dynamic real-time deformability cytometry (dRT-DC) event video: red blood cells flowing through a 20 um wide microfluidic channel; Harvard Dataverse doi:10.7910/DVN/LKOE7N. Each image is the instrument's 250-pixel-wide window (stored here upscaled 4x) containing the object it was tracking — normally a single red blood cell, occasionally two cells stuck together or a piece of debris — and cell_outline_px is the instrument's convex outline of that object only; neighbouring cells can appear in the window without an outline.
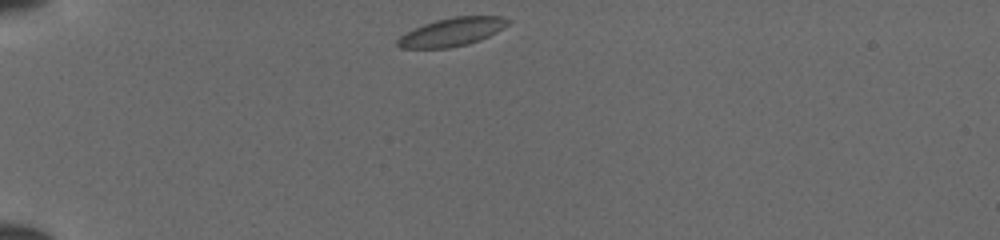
{"species": "common noctule bat (a hibernating species)", "species_latin": "Nyctalus noctula", "temperature_condition": "cold", "stored_images_in_passage": 37, "camera_frame_rate_fps": 3000, "um_per_image_px": 0.085, "animal": {"sex": "female", "body_mass_g": 19.5, "forearm_length_mm": 54.1}, "frame": {"image": 1, "passage_image": 1, "time_ms": 0.0, "image_size_px": [1000, 240], "cell_outline_px": [[512, 20], [504, 28], [480, 40], [468, 44], [448, 48], [400, 48], [396, 44], [396, 40], [404, 32], [424, 24], [436, 20], [456, 16], [500, 16]], "centroid_in_image_um": [38.4, 2.72], "position_along_channel_um": 46.6, "area_um2": 18.26}}
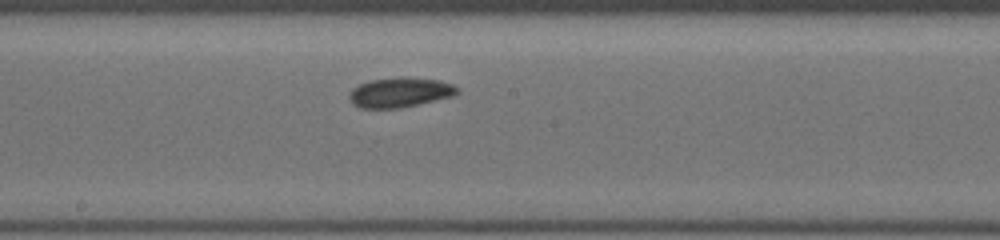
{"frame": {"image": 2, "passage_image": 16, "time_ms": 5.0, "image_size_px": [1000, 240], "cell_outline_px": [[460, 92], [452, 96], [400, 108], [360, 108], [352, 104], [348, 100], [348, 92], [352, 88], [368, 80], [408, 76], [440, 80], [452, 84], [460, 88]], "centroid_in_image_um": [33.97, 7.84], "position_along_channel_um": 214.2, "area_um2": 19.07}}
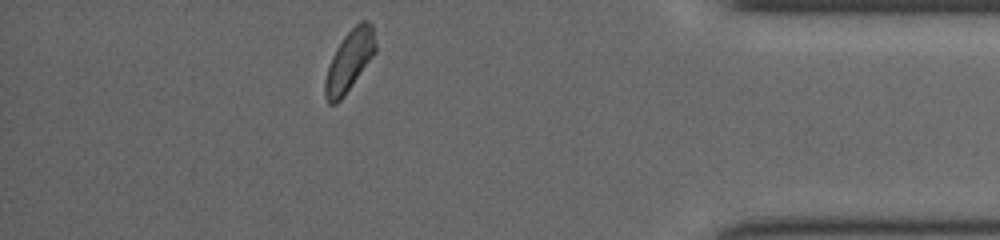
{"frame": {"image": 3, "passage_image": 32, "time_ms": 10.333, "image_size_px": [1000, 240], "cell_outline_px": [[376, 52], [344, 96], [336, 104], [328, 104], [324, 96], [324, 80], [332, 56], [336, 48], [344, 36], [360, 20], [368, 20], [372, 24], [376, 44]], "centroid_in_image_um": [29.69, 5.17], "position_along_channel_um": 405.5, "area_um2": 17.92}}